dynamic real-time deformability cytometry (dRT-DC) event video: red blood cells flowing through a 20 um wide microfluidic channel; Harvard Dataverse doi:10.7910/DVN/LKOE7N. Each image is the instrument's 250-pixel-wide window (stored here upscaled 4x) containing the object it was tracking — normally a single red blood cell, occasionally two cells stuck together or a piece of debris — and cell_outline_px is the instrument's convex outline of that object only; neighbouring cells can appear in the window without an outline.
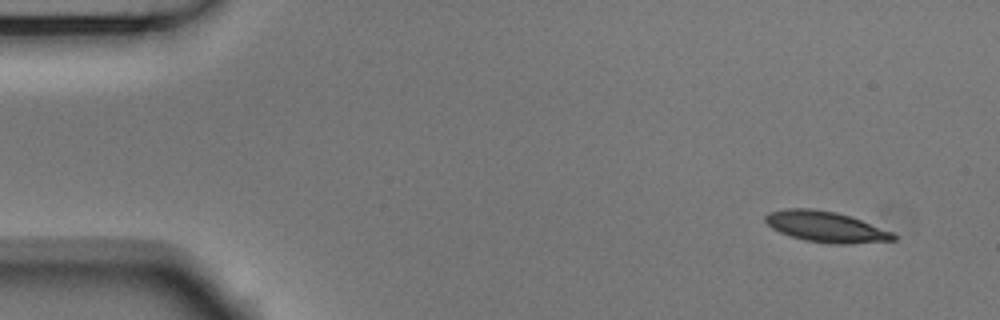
{"species": "Egyptian fruit bat (a non-hibernating species)", "species_latin": "Rousettus aegyptiacus", "temperature_condition": "room temperature", "stored_images_in_passage": 51, "camera_frame_rate_fps": 3000, "um_per_image_px": 0.085, "animal": {"sex": "male"}, "frame": {"image": 1, "passage_image": 1, "time_ms": 0.0, "image_size_px": [1000, 320], "cell_outline_px": [[896, 240], [848, 244], [836, 244], [804, 240], [780, 232], [772, 228], [764, 220], [764, 216], [768, 212], [788, 208], [812, 208], [836, 212], [860, 220], [892, 232], [896, 236]], "centroid_in_image_um": [70.16, 19.27], "position_along_channel_um": 14.8, "area_um2": 22.72}}
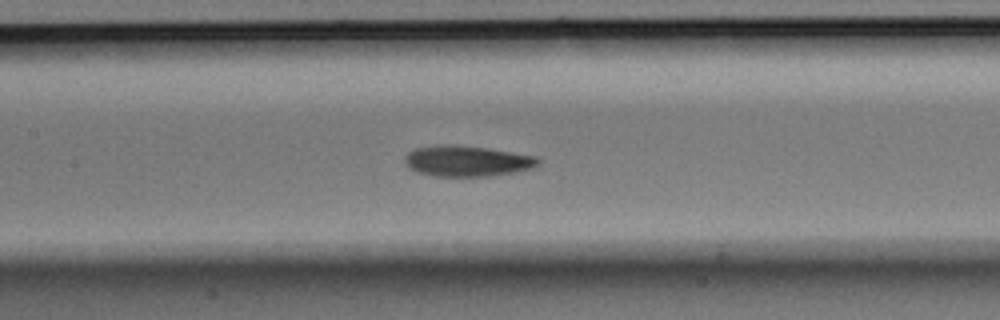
{"frame": {"image": 2, "passage_image": 22, "time_ms": 7.0, "image_size_px": [1000, 320], "cell_outline_px": [[540, 164], [532, 168], [516, 172], [488, 176], [436, 176], [416, 172], [408, 168], [404, 160], [404, 156], [408, 152], [416, 148], [436, 144], [452, 144], [484, 148], [536, 156], [540, 160]], "centroid_in_image_um": [39.66, 13.69], "position_along_channel_um": 167.7, "area_um2": 23.99}}
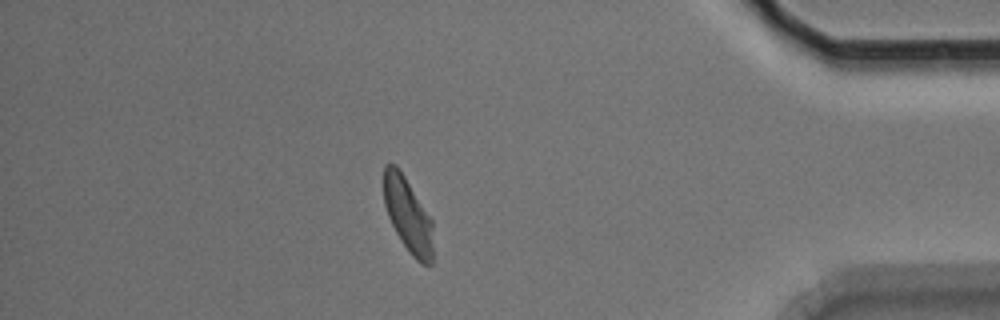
{"frame": {"image": 3, "passage_image": 44, "time_ms": 14.333, "image_size_px": [1000, 320], "cell_outline_px": [[432, 264], [424, 264], [416, 260], [412, 256], [400, 240], [388, 216], [384, 204], [384, 164], [396, 164], [404, 176], [432, 220]], "centroid_in_image_um": [34.66, 18.28], "position_along_channel_um": 400.5, "area_um2": 21.1}, "authors_computed_cell_mechanics": {"area_um2": 22.9466, "velocity_mm_per_s": 3.6989, "shape_relaxation_time_tau1_ms": 3.0319, "shape_relaxation_time_tau2_ms": 3.2756, "deformation_change_tau1": 0.1528, "deformation_change_tau2": 0.0949}}